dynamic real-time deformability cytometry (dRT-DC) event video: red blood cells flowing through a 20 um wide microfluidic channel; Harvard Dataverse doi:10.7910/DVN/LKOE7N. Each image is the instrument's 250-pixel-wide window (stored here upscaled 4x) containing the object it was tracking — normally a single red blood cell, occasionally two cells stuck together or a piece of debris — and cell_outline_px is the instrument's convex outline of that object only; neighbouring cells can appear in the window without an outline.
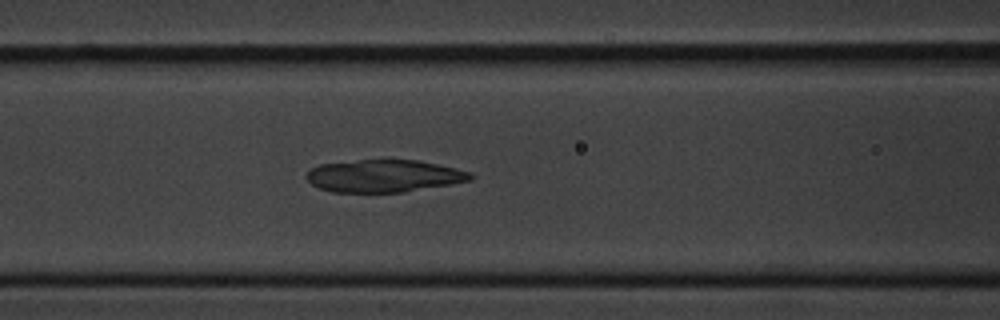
{"species": "common noctule bat (a hibernating species)", "species_latin": "Nyctalus noctula", "temperature_condition": "cold", "stored_images_in_passage": 8, "camera_frame_rate_fps": 3000, "um_per_image_px": 0.085, "animal": {"sex": "male", "body_mass_g": 20.1, "forearm_length_mm": 53.5}, "frame": {"image": 1, "passage_image": 8, "time_ms": 9.0, "image_size_px": [1000, 320], "cell_outline_px": [[472, 180], [404, 192], [332, 192], [320, 188], [312, 184], [304, 176], [312, 168], [320, 164], [356, 160], [420, 160], [472, 172]], "centroid_in_image_um": [32.62, 14.95], "position_along_channel_um": 134.0, "area_um2": 30.87}}